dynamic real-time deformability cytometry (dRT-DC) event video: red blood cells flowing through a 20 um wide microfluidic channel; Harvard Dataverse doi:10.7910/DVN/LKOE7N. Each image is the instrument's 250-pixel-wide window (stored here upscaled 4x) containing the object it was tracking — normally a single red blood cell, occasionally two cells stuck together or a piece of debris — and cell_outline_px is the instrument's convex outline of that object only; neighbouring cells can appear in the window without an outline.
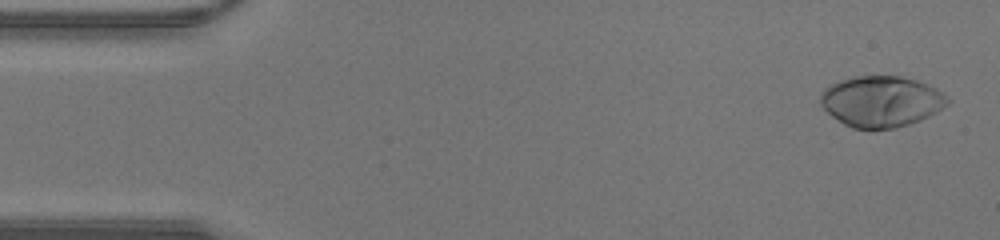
{"species": "human", "species_latin": "Homo sapiens", "temperature_condition": "warm", "stored_images_in_passage": 42, "camera_frame_rate_fps": 3000, "um_per_image_px": 0.085, "donor": {"sex": "male"}, "frame": {"image": 1, "passage_image": 2, "time_ms": 0.333, "image_size_px": [1000, 240], "cell_outline_px": [[952, 100], [948, 104], [936, 112], [920, 120], [908, 124], [892, 128], [852, 128], [844, 124], [832, 116], [820, 104], [820, 96], [824, 88], [840, 80], [856, 76], [900, 76], [916, 80], [928, 84], [944, 92]], "centroid_in_image_um": [74.93, 8.6], "position_along_channel_um": 10.1, "area_um2": 37.69}}
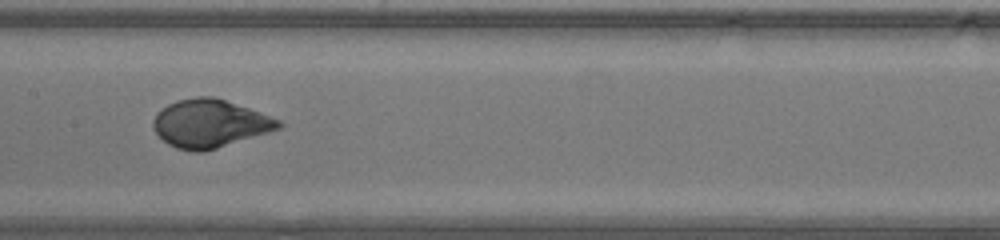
{"frame": {"image": 2, "passage_image": 21, "time_ms": 6.667, "image_size_px": [1000, 240], "cell_outline_px": [[284, 124], [280, 128], [268, 132], [204, 152], [192, 152], [176, 148], [168, 144], [156, 132], [152, 124], [152, 120], [156, 112], [168, 104], [176, 100], [196, 96], [212, 96], [260, 112], [280, 120]], "centroid_in_image_um": [17.8, 10.5], "position_along_channel_um": 189.6, "area_um2": 34.97}}
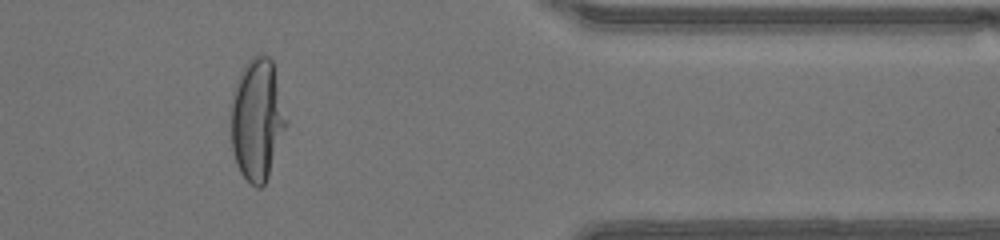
{"frame": {"image": 3, "passage_image": 35, "time_ms": 11.333, "image_size_px": [1000, 240], "cell_outline_px": [[288, 124], [268, 176], [264, 184], [260, 188], [256, 188], [240, 172], [232, 148], [232, 104], [240, 72], [248, 60], [256, 52], [264, 52], [272, 60], [288, 120]], "centroid_in_image_um": [21.9, 10.12], "position_along_channel_um": 389.5, "area_um2": 38.96}}